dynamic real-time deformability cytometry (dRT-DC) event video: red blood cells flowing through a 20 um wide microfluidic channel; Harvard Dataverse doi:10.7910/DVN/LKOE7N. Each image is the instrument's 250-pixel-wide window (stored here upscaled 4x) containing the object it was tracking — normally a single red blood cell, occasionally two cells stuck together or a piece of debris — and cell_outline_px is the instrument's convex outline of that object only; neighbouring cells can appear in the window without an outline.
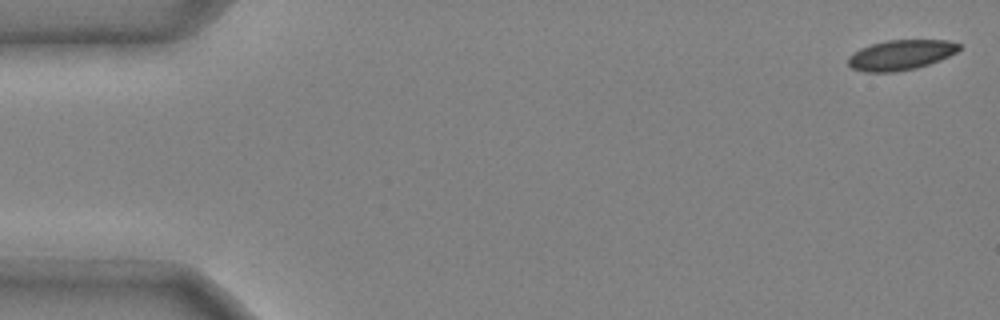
{"species": "common noctule bat (a hibernating species)", "species_latin": "Nyctalus noctula", "temperature_condition": "cold", "stored_images_in_passage": 44, "camera_frame_rate_fps": 3000, "um_per_image_px": 0.085, "animal": {"sex": "male", "body_mass_g": 20.4}, "frame": {"image": 1, "passage_image": 1, "time_ms": 0.0, "image_size_px": [1000, 320], "cell_outline_px": [[960, 48], [956, 52], [940, 60], [916, 68], [896, 72], [864, 72], [852, 68], [848, 64], [848, 56], [852, 52], [860, 48], [872, 44], [888, 40], [948, 40], [960, 44]], "centroid_in_image_um": [76.54, 4.67], "position_along_channel_um": 8.5, "area_um2": 19.48}}
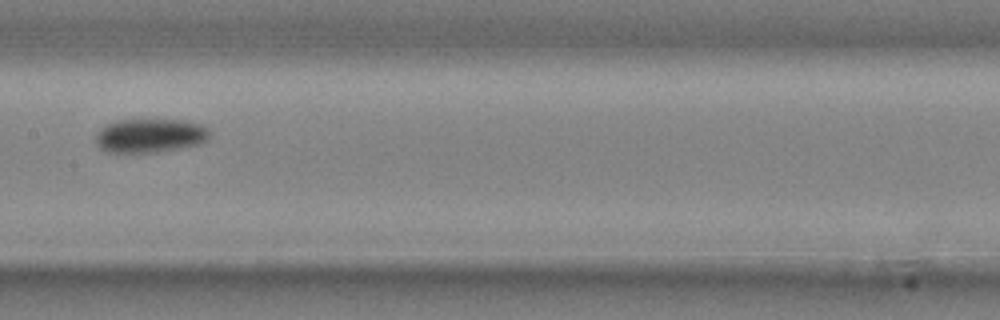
{"frame": {"image": 2, "passage_image": 25, "time_ms": 8.0, "image_size_px": [1000, 320], "cell_outline_px": [[208, 140], [200, 144], [180, 148], [156, 152], [108, 152], [100, 148], [96, 140], [96, 136], [108, 124], [116, 120], [188, 120], [200, 124], [208, 128]], "centroid_in_image_um": [12.81, 11.52], "position_along_channel_um": 194.6, "area_um2": 22.25}}
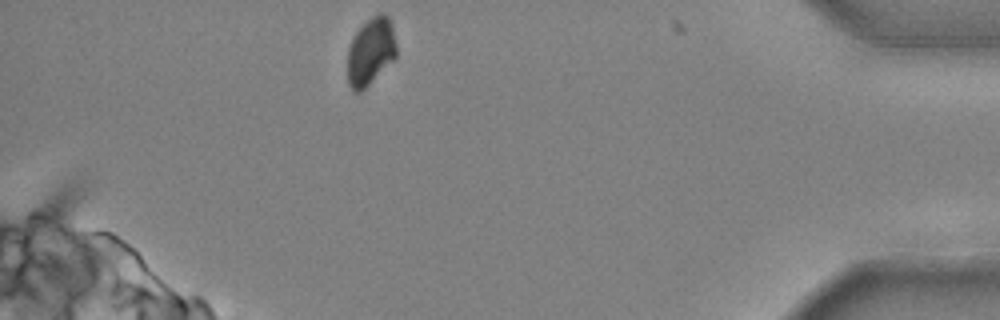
{"frame": {"image": 3, "passage_image": 44, "time_ms": 14.333, "image_size_px": [1000, 320], "cell_outline_px": [[396, 60], [360, 92], [352, 92], [348, 84], [348, 48], [352, 36], [376, 12], [380, 12], [388, 16], [392, 24], [396, 44]], "centroid_in_image_um": [31.52, 4.39], "position_along_channel_um": 403.7, "area_um2": 19.54}, "authors_computed_cell_mechanics": {"area_um2": 21.5016, "velocity_mm_per_s": 3.9671, "shape_relaxation_time_tau1_ms": 3.2453, "shape_relaxation_time_tau2_ms": null, "deformation_change_tau1": 0.0904, "deformation_change_tau2": null}}